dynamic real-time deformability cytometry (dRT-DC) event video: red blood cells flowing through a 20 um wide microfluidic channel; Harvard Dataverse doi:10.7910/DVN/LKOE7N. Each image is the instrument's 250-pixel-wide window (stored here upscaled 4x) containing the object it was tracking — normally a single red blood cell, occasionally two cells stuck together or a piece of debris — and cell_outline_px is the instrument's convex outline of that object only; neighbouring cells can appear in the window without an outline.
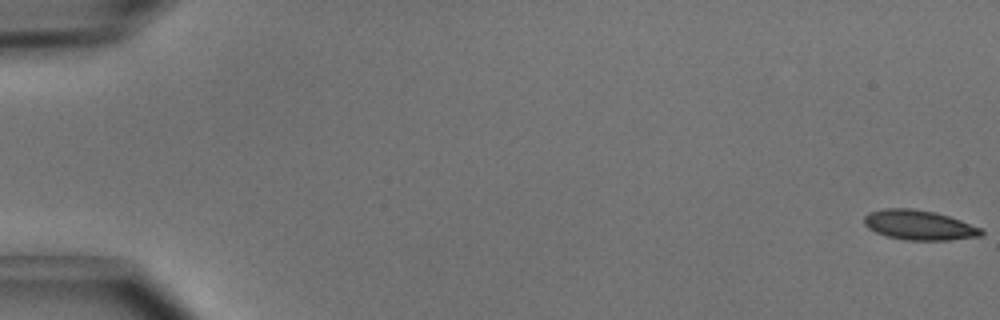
{"species": "common noctule bat (a hibernating species)", "species_latin": "Nyctalus noctula", "temperature_condition": "cold", "stored_images_in_passage": 51, "camera_frame_rate_fps": 3000, "um_per_image_px": 0.085, "animal": {"sex": "male", "body_mass_g": 15.6}, "frame": {"image": 1, "passage_image": 1, "time_ms": 0.0, "image_size_px": [1000, 320], "cell_outline_px": [[984, 232], [980, 236], [948, 240], [908, 240], [888, 236], [876, 232], [868, 228], [864, 224], [864, 216], [868, 212], [884, 208], [912, 208], [936, 212], [960, 220], [980, 228]], "centroid_in_image_um": [78.09, 19.12], "position_along_channel_um": 6.9, "area_um2": 20.23}}
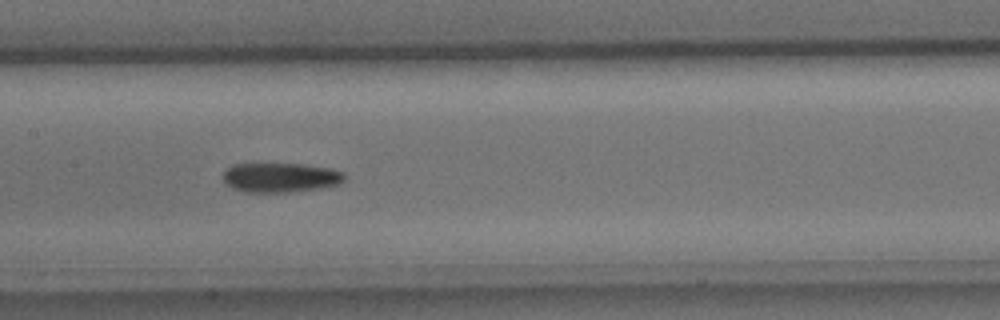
{"frame": {"image": 2, "passage_image": 26, "time_ms": 8.333, "image_size_px": [1000, 320], "cell_outline_px": [[344, 180], [340, 184], [316, 188], [288, 192], [244, 192], [232, 188], [224, 180], [224, 172], [232, 164], [304, 164], [328, 168], [344, 172]], "centroid_in_image_um": [23.83, 15.08], "position_along_channel_um": 183.6, "area_um2": 20.63}}
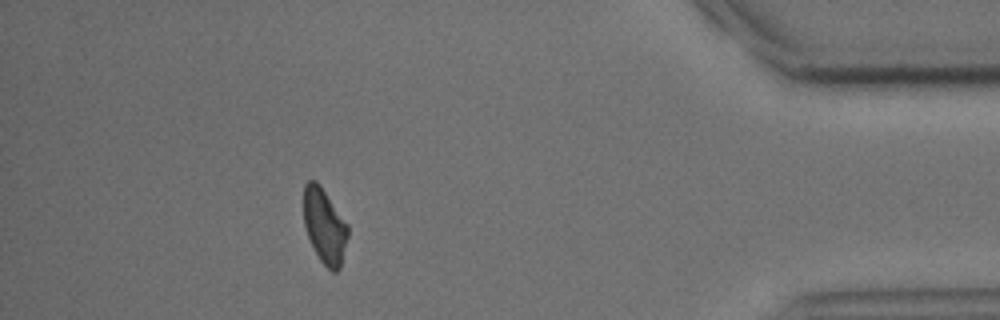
{"frame": {"image": 3, "passage_image": 46, "time_ms": 15.0, "image_size_px": [1000, 320], "cell_outline_px": [[348, 236], [340, 268], [336, 272], [332, 272], [320, 260], [308, 236], [304, 224], [304, 184], [308, 180], [316, 180], [320, 184], [348, 224]], "centroid_in_image_um": [27.59, 19.18], "position_along_channel_um": 407.6, "area_um2": 19.25}, "authors_computed_cell_mechanics": {"area_um2": 20.4034, "velocity_mm_per_s": 4.0293, "shape_relaxation_time_tau1_ms": 4.0102, "shape_relaxation_time_tau2_ms": 10.7771, "deformation_change_tau1": 0.1076, "deformation_change_tau2": 0.1956}}